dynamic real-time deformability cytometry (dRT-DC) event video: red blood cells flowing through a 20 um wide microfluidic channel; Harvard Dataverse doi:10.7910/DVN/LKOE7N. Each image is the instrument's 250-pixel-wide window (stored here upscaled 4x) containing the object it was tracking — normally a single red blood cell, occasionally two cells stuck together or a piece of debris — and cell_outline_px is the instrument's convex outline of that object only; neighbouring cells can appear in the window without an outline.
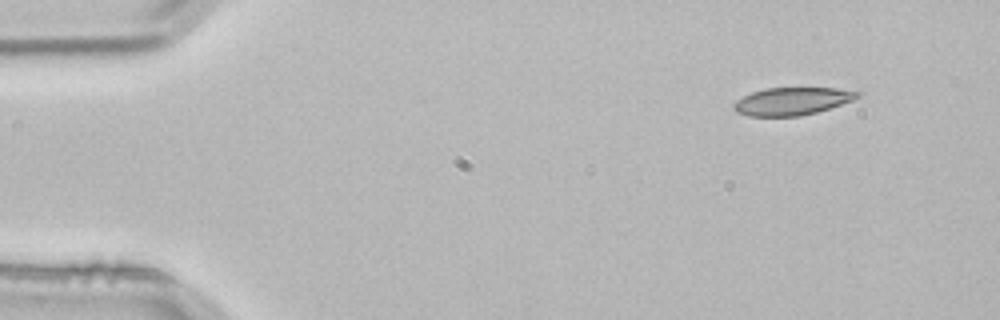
{"species": "common noctule bat (a hibernating species)", "species_latin": "Nyctalus noctula", "temperature_condition": "room temperature", "stored_images_in_passage": 3, "camera_frame_rate_fps": 3000, "um_per_image_px": 0.085, "animal": {"sex": "male", "body_mass_g": 21.5, "forearm_length_mm": 52.0}, "frame": {"image": 1, "passage_image": 1, "time_ms": 0.0, "image_size_px": [1000, 320], "cell_outline_px": [[864, 92], [860, 96], [852, 100], [816, 112], [800, 116], [748, 116], [736, 112], [732, 108], [732, 104], [736, 100], [752, 92], [764, 88], [836, 88]], "centroid_in_image_um": [67.3, 8.6], "position_along_channel_um": 17.7, "area_um2": 19.94}}
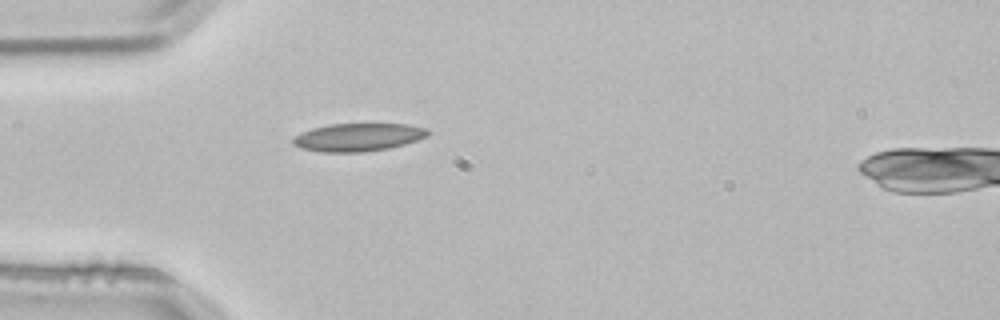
{"frame": {"image": 2, "passage_image": 3, "time_ms": 0.667, "image_size_px": [1000, 320], "cell_outline_px": [[432, 132], [428, 136], [404, 144], [388, 148], [364, 152], [324, 152], [300, 148], [292, 144], [292, 140], [296, 136], [312, 128], [328, 124], [408, 124], [428, 128]], "centroid_in_image_um": [30.48, 11.66], "position_along_channel_um": 54.5, "area_um2": 21.96}}